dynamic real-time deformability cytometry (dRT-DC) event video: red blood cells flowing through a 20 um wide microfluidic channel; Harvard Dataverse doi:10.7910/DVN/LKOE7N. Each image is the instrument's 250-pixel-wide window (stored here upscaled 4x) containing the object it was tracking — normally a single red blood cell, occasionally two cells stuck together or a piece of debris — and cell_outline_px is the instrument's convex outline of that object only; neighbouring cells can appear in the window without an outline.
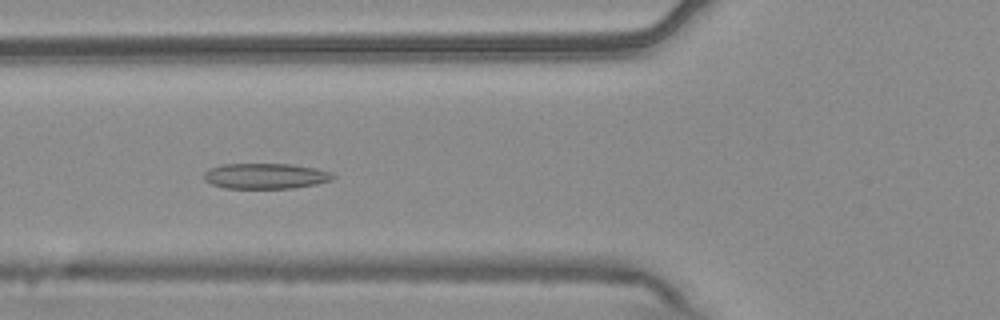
{"species": "common noctule bat (a hibernating species)", "species_latin": "Nyctalus noctula", "temperature_condition": "warm", "stored_images_in_passage": 41, "camera_frame_rate_fps": 3000, "um_per_image_px": 0.085, "animal": {"sex": "male", "body_mass_g": 20.4}, "frame": {"image": 1, "passage_image": 7, "time_ms": 2.0, "image_size_px": [1000, 320], "cell_outline_px": [[336, 176], [332, 180], [316, 184], [292, 188], [224, 188], [212, 184], [204, 180], [204, 172], [220, 164], [292, 164], [316, 168], [332, 172]], "centroid_in_image_um": [22.59, 14.96], "position_along_channel_um": 103.2, "area_um2": 19.25}}
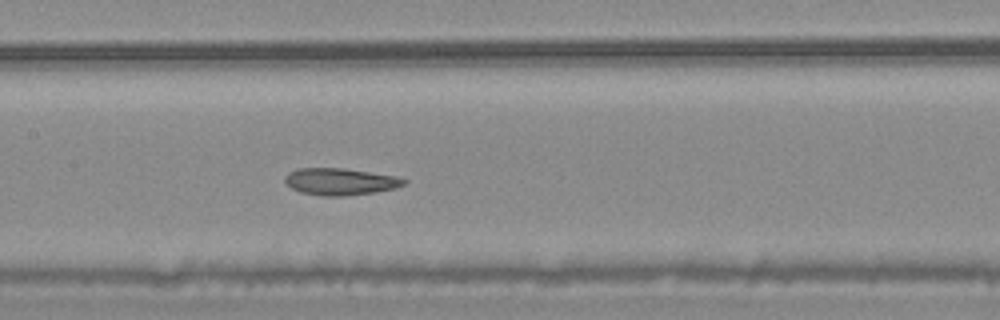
{"frame": {"image": 2, "passage_image": 13, "time_ms": 4.0, "image_size_px": [1000, 320], "cell_outline_px": [[408, 180], [404, 184], [396, 188], [376, 192], [344, 196], [320, 196], [300, 192], [292, 188], [284, 180], [284, 176], [288, 172], [300, 168], [344, 168], [396, 176]], "centroid_in_image_um": [28.92, 15.44], "position_along_channel_um": 178.5, "area_um2": 18.73}}
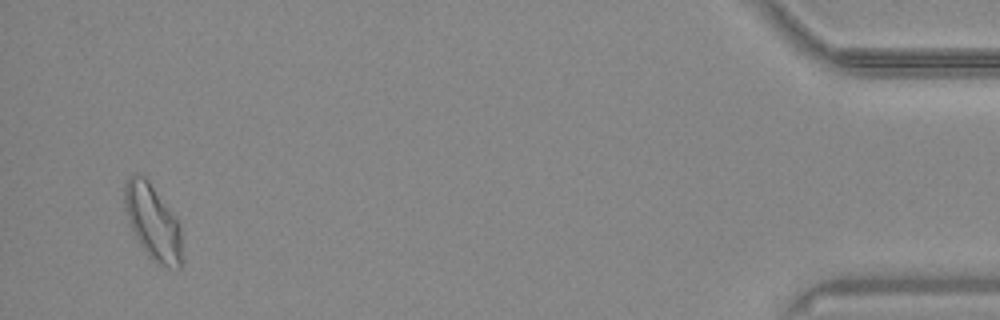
{"frame": {"image": 3, "passage_image": 39, "time_ms": 12.667, "image_size_px": [1000, 320], "cell_outline_px": [[184, 260], [180, 268], [168, 268], [156, 264], [148, 256], [140, 244], [128, 220], [124, 208], [124, 184], [132, 172], [136, 172], [144, 176], [148, 180], [176, 220], [180, 228]], "centroid_in_image_um": [12.99, 18.92], "position_along_channel_um": 422.2, "area_um2": 25.26}, "authors_computed_cell_mechanics": {"area_um2": 19.5942, "velocity_mm_per_s": 3.7346, "shape_relaxation_time_tau1_ms": null, "shape_relaxation_time_tau2_ms": 2.5771, "deformation_change_tau1": null, "deformation_change_tau2": 0.0917}}